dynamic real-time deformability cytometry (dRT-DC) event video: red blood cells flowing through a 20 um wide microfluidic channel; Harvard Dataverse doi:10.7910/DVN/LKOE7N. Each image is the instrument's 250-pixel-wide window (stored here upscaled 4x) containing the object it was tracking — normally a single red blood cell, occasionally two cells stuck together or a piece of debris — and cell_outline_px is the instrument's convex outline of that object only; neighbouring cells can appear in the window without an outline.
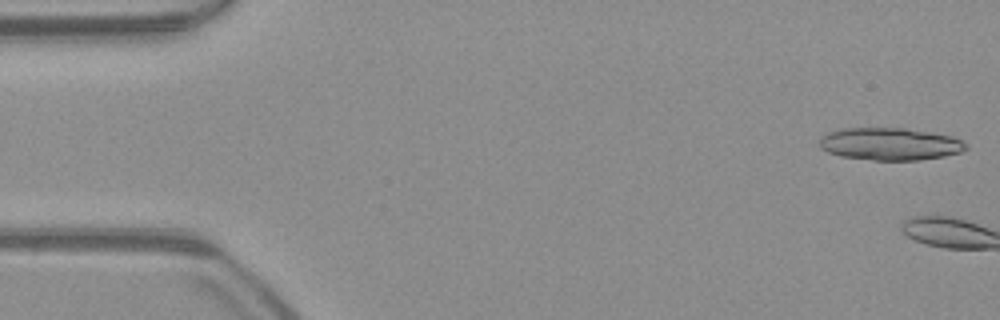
{"species": "common noctule bat (a hibernating species)", "species_latin": "Nyctalus noctula", "temperature_condition": "warm", "stored_images_in_passage": 3, "camera_frame_rate_fps": 3000, "um_per_image_px": 0.085, "animal": {"sex": "male", "body_mass_g": 23.1, "forearm_length_mm": 52.7}, "frame": {"image": 1, "passage_image": 1, "time_ms": 0.0, "image_size_px": [1000, 320], "cell_outline_px": [[968, 148], [960, 152], [944, 156], [920, 160], [872, 160], [840, 156], [828, 152], [820, 148], [820, 136], [828, 132], [840, 128], [904, 128], [952, 136], [968, 144]], "centroid_in_image_um": [75.62, 12.24], "position_along_channel_um": 9.4, "area_um2": 27.74}}